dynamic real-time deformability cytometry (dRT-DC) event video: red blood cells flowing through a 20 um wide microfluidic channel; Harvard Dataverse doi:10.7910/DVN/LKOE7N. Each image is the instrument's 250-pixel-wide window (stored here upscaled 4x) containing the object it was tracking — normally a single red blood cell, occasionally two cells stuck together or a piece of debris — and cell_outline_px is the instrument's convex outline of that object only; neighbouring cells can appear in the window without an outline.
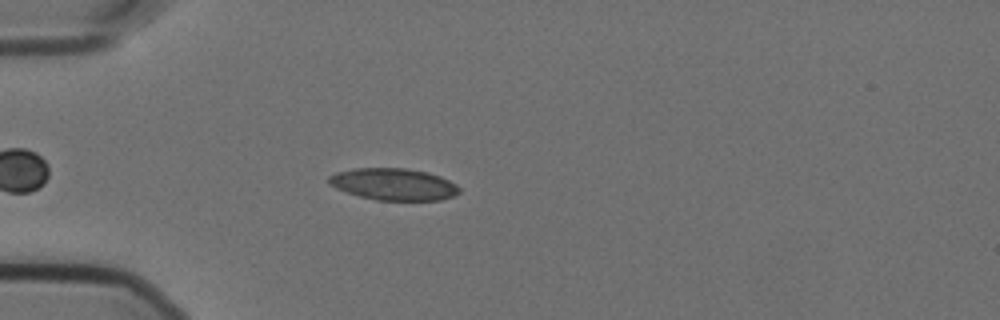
{"species": "Egyptian fruit bat (a non-hibernating species)", "species_latin": "Rousettus aegyptiacus", "temperature_condition": "cold", "stored_images_in_passage": 50, "camera_frame_rate_fps": 3000, "um_per_image_px": 0.085, "animal": {"sex": "female"}, "frame": {"image": 1, "passage_image": 12, "time_ms": 3.667, "image_size_px": [1000, 320], "cell_outline_px": [[460, 192], [452, 196], [440, 200], [376, 200], [360, 196], [336, 188], [328, 184], [328, 176], [336, 172], [356, 168], [408, 168], [428, 172], [440, 176], [456, 184], [460, 188]], "centroid_in_image_um": [33.46, 15.65], "position_along_channel_um": 51.5, "area_um2": 24.22}}
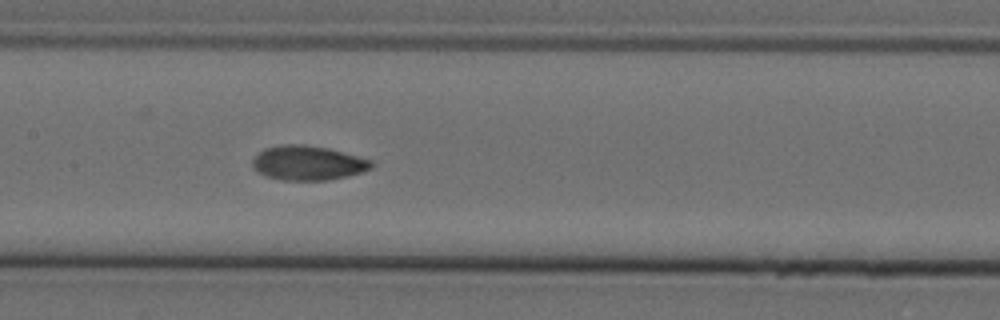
{"frame": {"image": 2, "passage_image": 24, "time_ms": 7.667, "image_size_px": [1000, 320], "cell_outline_px": [[372, 168], [360, 172], [344, 176], [324, 180], [280, 180], [268, 176], [252, 168], [252, 160], [264, 148], [280, 144], [304, 144], [328, 148], [372, 160]], "centroid_in_image_um": [26.14, 13.83], "position_along_channel_um": 181.3, "area_um2": 23.64}}
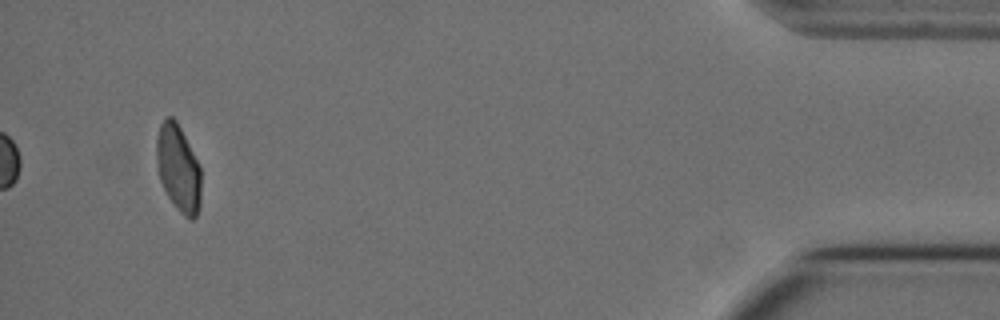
{"frame": {"image": 3, "passage_image": 50, "time_ms": 16.333, "image_size_px": [1000, 320], "cell_outline_px": [[200, 208], [196, 216], [192, 220], [184, 216], [172, 204], [160, 180], [156, 156], [156, 140], [160, 124], [164, 116], [172, 116], [176, 120], [200, 168]], "centroid_in_image_um": [15.14, 14.31], "position_along_channel_um": 420.1, "area_um2": 22.37}, "authors_computed_cell_mechanics": {"area_um2": 23.3512, "velocity_mm_per_s": 3.569, "shape_relaxation_time_tau1_ms": null, "shape_relaxation_time_tau2_ms": 1.9207, "deformation_change_tau1": null, "deformation_change_tau2": 0.0509}}